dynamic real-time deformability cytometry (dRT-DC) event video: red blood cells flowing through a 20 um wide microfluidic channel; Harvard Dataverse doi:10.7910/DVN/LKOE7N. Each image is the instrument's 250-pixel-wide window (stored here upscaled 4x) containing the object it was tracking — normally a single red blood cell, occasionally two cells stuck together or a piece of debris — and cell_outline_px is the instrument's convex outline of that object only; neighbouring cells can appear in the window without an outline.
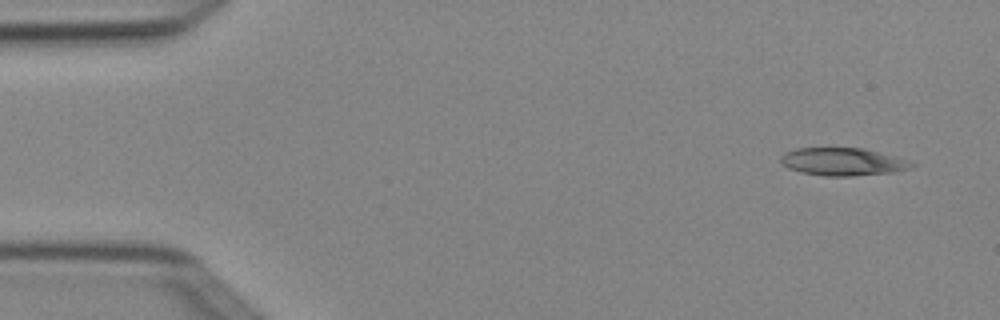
{"species": "Egyptian fruit bat (a non-hibernating species)", "species_latin": "Rousettus aegyptiacus", "temperature_condition": "cold", "stored_images_in_passage": 3, "camera_frame_rate_fps": 3000, "um_per_image_px": 0.085, "animal": {"sex": "female"}, "frame": {"image": 1, "passage_image": 1, "time_ms": 0.0, "image_size_px": [1000, 320], "cell_outline_px": [[916, 164], [912, 168], [892, 172], [852, 176], [824, 176], [800, 172], [788, 168], [780, 164], [780, 156], [784, 152], [796, 148], [864, 148], [908, 160]], "centroid_in_image_um": [71.59, 13.75], "position_along_channel_um": 13.4, "area_um2": 21.27}}